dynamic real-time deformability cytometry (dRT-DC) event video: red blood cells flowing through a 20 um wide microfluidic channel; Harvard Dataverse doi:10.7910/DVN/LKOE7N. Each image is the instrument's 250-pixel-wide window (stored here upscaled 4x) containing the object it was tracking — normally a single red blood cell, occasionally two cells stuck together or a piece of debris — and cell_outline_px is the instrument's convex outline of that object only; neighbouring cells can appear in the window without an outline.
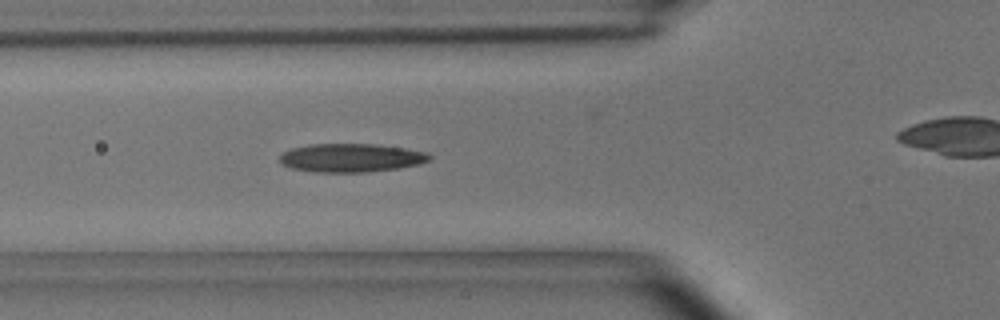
{"species": "common noctule bat (a hibernating species)", "species_latin": "Nyctalus noctula", "temperature_condition": "room temperature", "stored_images_in_passage": 7, "camera_frame_rate_fps": 3000, "um_per_image_px": 0.085, "animal": {"sex": "male", "body_mass_g": 15.6}, "frame": {"image": 1, "passage_image": 6, "time_ms": 1.667, "image_size_px": [1000, 320], "cell_outline_px": [[432, 160], [420, 164], [400, 168], [368, 172], [316, 172], [292, 168], [280, 164], [280, 156], [284, 152], [292, 148], [308, 144], [376, 144], [404, 148], [428, 152], [432, 156]], "centroid_in_image_um": [29.89, 13.41], "position_along_channel_um": 95.9, "area_um2": 25.09}}